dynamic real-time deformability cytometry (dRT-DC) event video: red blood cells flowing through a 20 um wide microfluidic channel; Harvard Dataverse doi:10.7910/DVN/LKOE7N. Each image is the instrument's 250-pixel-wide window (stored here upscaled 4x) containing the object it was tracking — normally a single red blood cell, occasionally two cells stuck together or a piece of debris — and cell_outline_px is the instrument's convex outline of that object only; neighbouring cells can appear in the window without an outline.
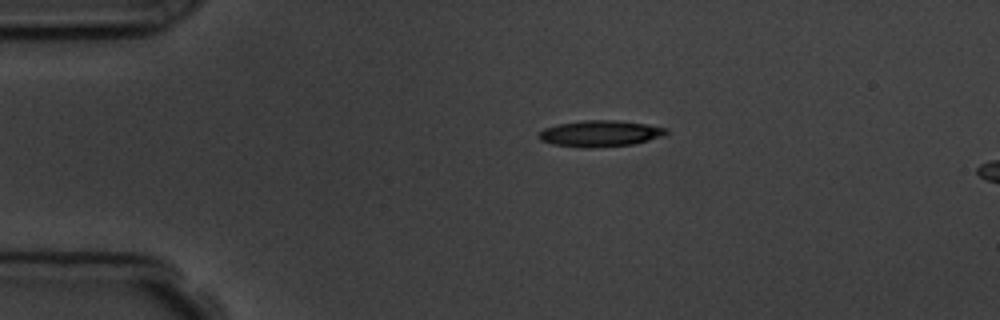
{"species": "common noctule bat (a hibernating species)", "species_latin": "Nyctalus noctula", "temperature_condition": "room temperature", "stored_images_in_passage": 4, "camera_frame_rate_fps": 3000, "um_per_image_px": 0.085, "animal": {"sex": "male", "body_mass_g": 19.5, "forearm_length_mm": 54.6}, "frame": {"image": 1, "passage_image": 4, "time_ms": 4.333, "image_size_px": [1000, 320], "cell_outline_px": [[668, 132], [660, 136], [648, 140], [632, 144], [588, 148], [552, 144], [540, 140], [536, 136], [544, 128], [556, 124], [584, 120], [616, 120], [648, 124], [668, 128]], "centroid_in_image_um": [50.97, 11.34], "position_along_channel_um": 34.0, "area_um2": 19.42}}